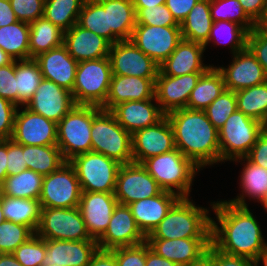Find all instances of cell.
Segmentation results:
<instances>
[{
  "label": "cell",
  "instance_id": "4",
  "mask_svg": "<svg viewBox=\"0 0 267 266\" xmlns=\"http://www.w3.org/2000/svg\"><path fill=\"white\" fill-rule=\"evenodd\" d=\"M141 165L163 191L175 193L180 198H189L194 177L200 171L177 148L149 157Z\"/></svg>",
  "mask_w": 267,
  "mask_h": 266
},
{
  "label": "cell",
  "instance_id": "9",
  "mask_svg": "<svg viewBox=\"0 0 267 266\" xmlns=\"http://www.w3.org/2000/svg\"><path fill=\"white\" fill-rule=\"evenodd\" d=\"M69 163L75 168L81 190L114 193L121 164L97 152L75 156Z\"/></svg>",
  "mask_w": 267,
  "mask_h": 266
},
{
  "label": "cell",
  "instance_id": "13",
  "mask_svg": "<svg viewBox=\"0 0 267 266\" xmlns=\"http://www.w3.org/2000/svg\"><path fill=\"white\" fill-rule=\"evenodd\" d=\"M108 58L113 75L157 78L159 65L131 40L111 44Z\"/></svg>",
  "mask_w": 267,
  "mask_h": 266
},
{
  "label": "cell",
  "instance_id": "5",
  "mask_svg": "<svg viewBox=\"0 0 267 266\" xmlns=\"http://www.w3.org/2000/svg\"><path fill=\"white\" fill-rule=\"evenodd\" d=\"M101 109L93 105H75L57 123V146L66 162L91 151L92 121Z\"/></svg>",
  "mask_w": 267,
  "mask_h": 266
},
{
  "label": "cell",
  "instance_id": "27",
  "mask_svg": "<svg viewBox=\"0 0 267 266\" xmlns=\"http://www.w3.org/2000/svg\"><path fill=\"white\" fill-rule=\"evenodd\" d=\"M150 249L180 266H187L207 251L211 238L146 239Z\"/></svg>",
  "mask_w": 267,
  "mask_h": 266
},
{
  "label": "cell",
  "instance_id": "11",
  "mask_svg": "<svg viewBox=\"0 0 267 266\" xmlns=\"http://www.w3.org/2000/svg\"><path fill=\"white\" fill-rule=\"evenodd\" d=\"M81 193L75 168L65 162L58 170L44 176L39 201L41 207L75 208L79 206Z\"/></svg>",
  "mask_w": 267,
  "mask_h": 266
},
{
  "label": "cell",
  "instance_id": "6",
  "mask_svg": "<svg viewBox=\"0 0 267 266\" xmlns=\"http://www.w3.org/2000/svg\"><path fill=\"white\" fill-rule=\"evenodd\" d=\"M91 151L101 153L121 165L133 162L132 134L126 131L107 110L101 109L91 128Z\"/></svg>",
  "mask_w": 267,
  "mask_h": 266
},
{
  "label": "cell",
  "instance_id": "71",
  "mask_svg": "<svg viewBox=\"0 0 267 266\" xmlns=\"http://www.w3.org/2000/svg\"><path fill=\"white\" fill-rule=\"evenodd\" d=\"M44 266H59V265H54V264H51V265H44Z\"/></svg>",
  "mask_w": 267,
  "mask_h": 266
},
{
  "label": "cell",
  "instance_id": "43",
  "mask_svg": "<svg viewBox=\"0 0 267 266\" xmlns=\"http://www.w3.org/2000/svg\"><path fill=\"white\" fill-rule=\"evenodd\" d=\"M77 24L111 43V29H108L107 11L97 0H85Z\"/></svg>",
  "mask_w": 267,
  "mask_h": 266
},
{
  "label": "cell",
  "instance_id": "53",
  "mask_svg": "<svg viewBox=\"0 0 267 266\" xmlns=\"http://www.w3.org/2000/svg\"><path fill=\"white\" fill-rule=\"evenodd\" d=\"M17 109L13 102L0 97V140L11 139Z\"/></svg>",
  "mask_w": 267,
  "mask_h": 266
},
{
  "label": "cell",
  "instance_id": "57",
  "mask_svg": "<svg viewBox=\"0 0 267 266\" xmlns=\"http://www.w3.org/2000/svg\"><path fill=\"white\" fill-rule=\"evenodd\" d=\"M198 1L199 0H166L165 5L175 20L181 24Z\"/></svg>",
  "mask_w": 267,
  "mask_h": 266
},
{
  "label": "cell",
  "instance_id": "30",
  "mask_svg": "<svg viewBox=\"0 0 267 266\" xmlns=\"http://www.w3.org/2000/svg\"><path fill=\"white\" fill-rule=\"evenodd\" d=\"M107 11L111 44L130 40L136 26V12L132 0H97Z\"/></svg>",
  "mask_w": 267,
  "mask_h": 266
},
{
  "label": "cell",
  "instance_id": "26",
  "mask_svg": "<svg viewBox=\"0 0 267 266\" xmlns=\"http://www.w3.org/2000/svg\"><path fill=\"white\" fill-rule=\"evenodd\" d=\"M156 78L112 75L109 92L103 110L127 101H143L155 97Z\"/></svg>",
  "mask_w": 267,
  "mask_h": 266
},
{
  "label": "cell",
  "instance_id": "14",
  "mask_svg": "<svg viewBox=\"0 0 267 266\" xmlns=\"http://www.w3.org/2000/svg\"><path fill=\"white\" fill-rule=\"evenodd\" d=\"M162 189L147 170L138 163L121 165L114 195L118 204L128 205L134 201L158 195Z\"/></svg>",
  "mask_w": 267,
  "mask_h": 266
},
{
  "label": "cell",
  "instance_id": "70",
  "mask_svg": "<svg viewBox=\"0 0 267 266\" xmlns=\"http://www.w3.org/2000/svg\"><path fill=\"white\" fill-rule=\"evenodd\" d=\"M261 204L263 205L264 209L267 212V195H266L265 199L263 200V202Z\"/></svg>",
  "mask_w": 267,
  "mask_h": 266
},
{
  "label": "cell",
  "instance_id": "31",
  "mask_svg": "<svg viewBox=\"0 0 267 266\" xmlns=\"http://www.w3.org/2000/svg\"><path fill=\"white\" fill-rule=\"evenodd\" d=\"M232 161L237 163L244 161L242 162L244 168L241 171L239 183L242 194L228 200V202L237 206L248 207L245 199L248 197L250 200L254 199L262 203L267 195V169L252 163L246 157H239Z\"/></svg>",
  "mask_w": 267,
  "mask_h": 266
},
{
  "label": "cell",
  "instance_id": "65",
  "mask_svg": "<svg viewBox=\"0 0 267 266\" xmlns=\"http://www.w3.org/2000/svg\"><path fill=\"white\" fill-rule=\"evenodd\" d=\"M0 266H22L13 254H0Z\"/></svg>",
  "mask_w": 267,
  "mask_h": 266
},
{
  "label": "cell",
  "instance_id": "46",
  "mask_svg": "<svg viewBox=\"0 0 267 266\" xmlns=\"http://www.w3.org/2000/svg\"><path fill=\"white\" fill-rule=\"evenodd\" d=\"M236 110V94L234 91L226 89L204 109L206 116L217 130L225 124L228 117Z\"/></svg>",
  "mask_w": 267,
  "mask_h": 266
},
{
  "label": "cell",
  "instance_id": "7",
  "mask_svg": "<svg viewBox=\"0 0 267 266\" xmlns=\"http://www.w3.org/2000/svg\"><path fill=\"white\" fill-rule=\"evenodd\" d=\"M112 75L108 57L78 62L71 91L75 104L102 107L108 96Z\"/></svg>",
  "mask_w": 267,
  "mask_h": 266
},
{
  "label": "cell",
  "instance_id": "50",
  "mask_svg": "<svg viewBox=\"0 0 267 266\" xmlns=\"http://www.w3.org/2000/svg\"><path fill=\"white\" fill-rule=\"evenodd\" d=\"M110 251L115 256L118 266H145L146 264V242L131 247H119Z\"/></svg>",
  "mask_w": 267,
  "mask_h": 266
},
{
  "label": "cell",
  "instance_id": "32",
  "mask_svg": "<svg viewBox=\"0 0 267 266\" xmlns=\"http://www.w3.org/2000/svg\"><path fill=\"white\" fill-rule=\"evenodd\" d=\"M225 90L224 78L220 70L209 67L198 79L187 103L188 109L204 110Z\"/></svg>",
  "mask_w": 267,
  "mask_h": 266
},
{
  "label": "cell",
  "instance_id": "37",
  "mask_svg": "<svg viewBox=\"0 0 267 266\" xmlns=\"http://www.w3.org/2000/svg\"><path fill=\"white\" fill-rule=\"evenodd\" d=\"M44 176L26 169L19 174L9 175L0 187V194L8 197L39 199Z\"/></svg>",
  "mask_w": 267,
  "mask_h": 266
},
{
  "label": "cell",
  "instance_id": "58",
  "mask_svg": "<svg viewBox=\"0 0 267 266\" xmlns=\"http://www.w3.org/2000/svg\"><path fill=\"white\" fill-rule=\"evenodd\" d=\"M247 16L256 23L262 16L267 0H238Z\"/></svg>",
  "mask_w": 267,
  "mask_h": 266
},
{
  "label": "cell",
  "instance_id": "63",
  "mask_svg": "<svg viewBox=\"0 0 267 266\" xmlns=\"http://www.w3.org/2000/svg\"><path fill=\"white\" fill-rule=\"evenodd\" d=\"M187 266H214L213 265V244L211 243L207 251L202 254L197 260L191 262Z\"/></svg>",
  "mask_w": 267,
  "mask_h": 266
},
{
  "label": "cell",
  "instance_id": "35",
  "mask_svg": "<svg viewBox=\"0 0 267 266\" xmlns=\"http://www.w3.org/2000/svg\"><path fill=\"white\" fill-rule=\"evenodd\" d=\"M29 51L30 58L59 47L63 44L64 32L44 17L29 23Z\"/></svg>",
  "mask_w": 267,
  "mask_h": 266
},
{
  "label": "cell",
  "instance_id": "68",
  "mask_svg": "<svg viewBox=\"0 0 267 266\" xmlns=\"http://www.w3.org/2000/svg\"><path fill=\"white\" fill-rule=\"evenodd\" d=\"M260 261H262L264 266H267V251L257 260V265L259 266Z\"/></svg>",
  "mask_w": 267,
  "mask_h": 266
},
{
  "label": "cell",
  "instance_id": "20",
  "mask_svg": "<svg viewBox=\"0 0 267 266\" xmlns=\"http://www.w3.org/2000/svg\"><path fill=\"white\" fill-rule=\"evenodd\" d=\"M201 74L167 76L158 71L155 80V98L165 115L171 111L187 107L191 92Z\"/></svg>",
  "mask_w": 267,
  "mask_h": 266
},
{
  "label": "cell",
  "instance_id": "42",
  "mask_svg": "<svg viewBox=\"0 0 267 266\" xmlns=\"http://www.w3.org/2000/svg\"><path fill=\"white\" fill-rule=\"evenodd\" d=\"M248 31L232 21H215L212 24L210 36L207 42L204 44L205 50L207 45L212 41L216 44L229 45L231 54H235L246 48ZM221 38V37H224ZM222 39V40H221ZM224 39V40H223Z\"/></svg>",
  "mask_w": 267,
  "mask_h": 266
},
{
  "label": "cell",
  "instance_id": "17",
  "mask_svg": "<svg viewBox=\"0 0 267 266\" xmlns=\"http://www.w3.org/2000/svg\"><path fill=\"white\" fill-rule=\"evenodd\" d=\"M146 242V236L138 228L128 205L117 204L107 230L97 241L101 250L131 247Z\"/></svg>",
  "mask_w": 267,
  "mask_h": 266
},
{
  "label": "cell",
  "instance_id": "21",
  "mask_svg": "<svg viewBox=\"0 0 267 266\" xmlns=\"http://www.w3.org/2000/svg\"><path fill=\"white\" fill-rule=\"evenodd\" d=\"M232 57L227 68L217 67L223 75L226 90L237 92L267 81L263 67L247 47Z\"/></svg>",
  "mask_w": 267,
  "mask_h": 266
},
{
  "label": "cell",
  "instance_id": "12",
  "mask_svg": "<svg viewBox=\"0 0 267 266\" xmlns=\"http://www.w3.org/2000/svg\"><path fill=\"white\" fill-rule=\"evenodd\" d=\"M180 26L136 25L130 40L158 65L162 64L182 41Z\"/></svg>",
  "mask_w": 267,
  "mask_h": 266
},
{
  "label": "cell",
  "instance_id": "60",
  "mask_svg": "<svg viewBox=\"0 0 267 266\" xmlns=\"http://www.w3.org/2000/svg\"><path fill=\"white\" fill-rule=\"evenodd\" d=\"M9 0H0V27L17 22Z\"/></svg>",
  "mask_w": 267,
  "mask_h": 266
},
{
  "label": "cell",
  "instance_id": "38",
  "mask_svg": "<svg viewBox=\"0 0 267 266\" xmlns=\"http://www.w3.org/2000/svg\"><path fill=\"white\" fill-rule=\"evenodd\" d=\"M17 85V107H25L33 97L43 79L42 72L34 58L15 60Z\"/></svg>",
  "mask_w": 267,
  "mask_h": 266
},
{
  "label": "cell",
  "instance_id": "23",
  "mask_svg": "<svg viewBox=\"0 0 267 266\" xmlns=\"http://www.w3.org/2000/svg\"><path fill=\"white\" fill-rule=\"evenodd\" d=\"M63 45L77 62L108 57L111 43L77 23L63 34Z\"/></svg>",
  "mask_w": 267,
  "mask_h": 266
},
{
  "label": "cell",
  "instance_id": "1",
  "mask_svg": "<svg viewBox=\"0 0 267 266\" xmlns=\"http://www.w3.org/2000/svg\"><path fill=\"white\" fill-rule=\"evenodd\" d=\"M210 206L218 222L212 218L211 243L226 254L257 262L267 251V242L251 210L227 200L211 202Z\"/></svg>",
  "mask_w": 267,
  "mask_h": 266
},
{
  "label": "cell",
  "instance_id": "69",
  "mask_svg": "<svg viewBox=\"0 0 267 266\" xmlns=\"http://www.w3.org/2000/svg\"><path fill=\"white\" fill-rule=\"evenodd\" d=\"M5 218L2 210V195L0 194V225L4 222Z\"/></svg>",
  "mask_w": 267,
  "mask_h": 266
},
{
  "label": "cell",
  "instance_id": "36",
  "mask_svg": "<svg viewBox=\"0 0 267 266\" xmlns=\"http://www.w3.org/2000/svg\"><path fill=\"white\" fill-rule=\"evenodd\" d=\"M30 26L29 23L17 21L0 27V48L13 60L30 59L29 51Z\"/></svg>",
  "mask_w": 267,
  "mask_h": 266
},
{
  "label": "cell",
  "instance_id": "44",
  "mask_svg": "<svg viewBox=\"0 0 267 266\" xmlns=\"http://www.w3.org/2000/svg\"><path fill=\"white\" fill-rule=\"evenodd\" d=\"M210 11L213 22L232 21L248 32L255 29V23L244 12L238 0H210Z\"/></svg>",
  "mask_w": 267,
  "mask_h": 266
},
{
  "label": "cell",
  "instance_id": "61",
  "mask_svg": "<svg viewBox=\"0 0 267 266\" xmlns=\"http://www.w3.org/2000/svg\"><path fill=\"white\" fill-rule=\"evenodd\" d=\"M145 266H180L168 259H165L153 250L150 249L149 245L146 243V264Z\"/></svg>",
  "mask_w": 267,
  "mask_h": 266
},
{
  "label": "cell",
  "instance_id": "15",
  "mask_svg": "<svg viewBox=\"0 0 267 266\" xmlns=\"http://www.w3.org/2000/svg\"><path fill=\"white\" fill-rule=\"evenodd\" d=\"M18 107L11 139L21 145H57V123L25 108Z\"/></svg>",
  "mask_w": 267,
  "mask_h": 266
},
{
  "label": "cell",
  "instance_id": "2",
  "mask_svg": "<svg viewBox=\"0 0 267 266\" xmlns=\"http://www.w3.org/2000/svg\"><path fill=\"white\" fill-rule=\"evenodd\" d=\"M166 116L174 132L175 147L197 168L221 163L218 130L204 110L183 108Z\"/></svg>",
  "mask_w": 267,
  "mask_h": 266
},
{
  "label": "cell",
  "instance_id": "64",
  "mask_svg": "<svg viewBox=\"0 0 267 266\" xmlns=\"http://www.w3.org/2000/svg\"><path fill=\"white\" fill-rule=\"evenodd\" d=\"M134 8L155 7L165 4L166 0H132Z\"/></svg>",
  "mask_w": 267,
  "mask_h": 266
},
{
  "label": "cell",
  "instance_id": "8",
  "mask_svg": "<svg viewBox=\"0 0 267 266\" xmlns=\"http://www.w3.org/2000/svg\"><path fill=\"white\" fill-rule=\"evenodd\" d=\"M266 126L242 111L233 112L218 130L221 162L245 157Z\"/></svg>",
  "mask_w": 267,
  "mask_h": 266
},
{
  "label": "cell",
  "instance_id": "48",
  "mask_svg": "<svg viewBox=\"0 0 267 266\" xmlns=\"http://www.w3.org/2000/svg\"><path fill=\"white\" fill-rule=\"evenodd\" d=\"M136 25L180 26L165 4L155 7L135 8Z\"/></svg>",
  "mask_w": 267,
  "mask_h": 266
},
{
  "label": "cell",
  "instance_id": "3",
  "mask_svg": "<svg viewBox=\"0 0 267 266\" xmlns=\"http://www.w3.org/2000/svg\"><path fill=\"white\" fill-rule=\"evenodd\" d=\"M195 205L189 198H180L146 239L211 238L209 210Z\"/></svg>",
  "mask_w": 267,
  "mask_h": 266
},
{
  "label": "cell",
  "instance_id": "41",
  "mask_svg": "<svg viewBox=\"0 0 267 266\" xmlns=\"http://www.w3.org/2000/svg\"><path fill=\"white\" fill-rule=\"evenodd\" d=\"M85 0H45L43 17L63 32L77 23Z\"/></svg>",
  "mask_w": 267,
  "mask_h": 266
},
{
  "label": "cell",
  "instance_id": "16",
  "mask_svg": "<svg viewBox=\"0 0 267 266\" xmlns=\"http://www.w3.org/2000/svg\"><path fill=\"white\" fill-rule=\"evenodd\" d=\"M175 148L174 132L166 115L155 125L139 129L132 134L133 163L141 164L149 157Z\"/></svg>",
  "mask_w": 267,
  "mask_h": 266
},
{
  "label": "cell",
  "instance_id": "51",
  "mask_svg": "<svg viewBox=\"0 0 267 266\" xmlns=\"http://www.w3.org/2000/svg\"><path fill=\"white\" fill-rule=\"evenodd\" d=\"M0 97L8 99L17 106L15 60L6 66L0 67Z\"/></svg>",
  "mask_w": 267,
  "mask_h": 266
},
{
  "label": "cell",
  "instance_id": "55",
  "mask_svg": "<svg viewBox=\"0 0 267 266\" xmlns=\"http://www.w3.org/2000/svg\"><path fill=\"white\" fill-rule=\"evenodd\" d=\"M245 157L252 163L267 169V128L258 136L256 143Z\"/></svg>",
  "mask_w": 267,
  "mask_h": 266
},
{
  "label": "cell",
  "instance_id": "34",
  "mask_svg": "<svg viewBox=\"0 0 267 266\" xmlns=\"http://www.w3.org/2000/svg\"><path fill=\"white\" fill-rule=\"evenodd\" d=\"M39 199L15 198L2 195L5 220L26 225L36 232L41 216Z\"/></svg>",
  "mask_w": 267,
  "mask_h": 266
},
{
  "label": "cell",
  "instance_id": "33",
  "mask_svg": "<svg viewBox=\"0 0 267 266\" xmlns=\"http://www.w3.org/2000/svg\"><path fill=\"white\" fill-rule=\"evenodd\" d=\"M212 24L210 0H199L180 24L182 38L204 45L210 36Z\"/></svg>",
  "mask_w": 267,
  "mask_h": 266
},
{
  "label": "cell",
  "instance_id": "40",
  "mask_svg": "<svg viewBox=\"0 0 267 266\" xmlns=\"http://www.w3.org/2000/svg\"><path fill=\"white\" fill-rule=\"evenodd\" d=\"M237 110L267 126V81L237 92Z\"/></svg>",
  "mask_w": 267,
  "mask_h": 266
},
{
  "label": "cell",
  "instance_id": "10",
  "mask_svg": "<svg viewBox=\"0 0 267 266\" xmlns=\"http://www.w3.org/2000/svg\"><path fill=\"white\" fill-rule=\"evenodd\" d=\"M35 234L49 240H94L90 237L78 207H42Z\"/></svg>",
  "mask_w": 267,
  "mask_h": 266
},
{
  "label": "cell",
  "instance_id": "25",
  "mask_svg": "<svg viewBox=\"0 0 267 266\" xmlns=\"http://www.w3.org/2000/svg\"><path fill=\"white\" fill-rule=\"evenodd\" d=\"M34 59L44 79L51 80L69 91L73 90L78 62L70 56L63 44L41 53Z\"/></svg>",
  "mask_w": 267,
  "mask_h": 266
},
{
  "label": "cell",
  "instance_id": "67",
  "mask_svg": "<svg viewBox=\"0 0 267 266\" xmlns=\"http://www.w3.org/2000/svg\"><path fill=\"white\" fill-rule=\"evenodd\" d=\"M12 61L13 59L0 48V67L8 65Z\"/></svg>",
  "mask_w": 267,
  "mask_h": 266
},
{
  "label": "cell",
  "instance_id": "29",
  "mask_svg": "<svg viewBox=\"0 0 267 266\" xmlns=\"http://www.w3.org/2000/svg\"><path fill=\"white\" fill-rule=\"evenodd\" d=\"M179 199L175 193L162 190L158 195L134 201L128 207L138 228L147 236Z\"/></svg>",
  "mask_w": 267,
  "mask_h": 266
},
{
  "label": "cell",
  "instance_id": "59",
  "mask_svg": "<svg viewBox=\"0 0 267 266\" xmlns=\"http://www.w3.org/2000/svg\"><path fill=\"white\" fill-rule=\"evenodd\" d=\"M88 266H118L115 256L110 250L98 249Z\"/></svg>",
  "mask_w": 267,
  "mask_h": 266
},
{
  "label": "cell",
  "instance_id": "56",
  "mask_svg": "<svg viewBox=\"0 0 267 266\" xmlns=\"http://www.w3.org/2000/svg\"><path fill=\"white\" fill-rule=\"evenodd\" d=\"M213 265L214 266H258L257 262L235 255L226 254L213 245Z\"/></svg>",
  "mask_w": 267,
  "mask_h": 266
},
{
  "label": "cell",
  "instance_id": "66",
  "mask_svg": "<svg viewBox=\"0 0 267 266\" xmlns=\"http://www.w3.org/2000/svg\"><path fill=\"white\" fill-rule=\"evenodd\" d=\"M255 29L267 35V5L263 11L261 18L255 23Z\"/></svg>",
  "mask_w": 267,
  "mask_h": 266
},
{
  "label": "cell",
  "instance_id": "62",
  "mask_svg": "<svg viewBox=\"0 0 267 266\" xmlns=\"http://www.w3.org/2000/svg\"><path fill=\"white\" fill-rule=\"evenodd\" d=\"M7 176V140H0V187Z\"/></svg>",
  "mask_w": 267,
  "mask_h": 266
},
{
  "label": "cell",
  "instance_id": "22",
  "mask_svg": "<svg viewBox=\"0 0 267 266\" xmlns=\"http://www.w3.org/2000/svg\"><path fill=\"white\" fill-rule=\"evenodd\" d=\"M98 249L96 240L46 239L45 265L88 266Z\"/></svg>",
  "mask_w": 267,
  "mask_h": 266
},
{
  "label": "cell",
  "instance_id": "19",
  "mask_svg": "<svg viewBox=\"0 0 267 266\" xmlns=\"http://www.w3.org/2000/svg\"><path fill=\"white\" fill-rule=\"evenodd\" d=\"M117 204L114 193L82 191L78 208L92 239L102 237Z\"/></svg>",
  "mask_w": 267,
  "mask_h": 266
},
{
  "label": "cell",
  "instance_id": "47",
  "mask_svg": "<svg viewBox=\"0 0 267 266\" xmlns=\"http://www.w3.org/2000/svg\"><path fill=\"white\" fill-rule=\"evenodd\" d=\"M46 253V239L34 234L12 254L22 266H44Z\"/></svg>",
  "mask_w": 267,
  "mask_h": 266
},
{
  "label": "cell",
  "instance_id": "18",
  "mask_svg": "<svg viewBox=\"0 0 267 266\" xmlns=\"http://www.w3.org/2000/svg\"><path fill=\"white\" fill-rule=\"evenodd\" d=\"M75 105L71 91L43 78L26 107L58 123Z\"/></svg>",
  "mask_w": 267,
  "mask_h": 266
},
{
  "label": "cell",
  "instance_id": "39",
  "mask_svg": "<svg viewBox=\"0 0 267 266\" xmlns=\"http://www.w3.org/2000/svg\"><path fill=\"white\" fill-rule=\"evenodd\" d=\"M25 162L27 169L46 176L58 170L66 161L57 145H25Z\"/></svg>",
  "mask_w": 267,
  "mask_h": 266
},
{
  "label": "cell",
  "instance_id": "52",
  "mask_svg": "<svg viewBox=\"0 0 267 266\" xmlns=\"http://www.w3.org/2000/svg\"><path fill=\"white\" fill-rule=\"evenodd\" d=\"M26 169L25 145L7 139V175H16Z\"/></svg>",
  "mask_w": 267,
  "mask_h": 266
},
{
  "label": "cell",
  "instance_id": "54",
  "mask_svg": "<svg viewBox=\"0 0 267 266\" xmlns=\"http://www.w3.org/2000/svg\"><path fill=\"white\" fill-rule=\"evenodd\" d=\"M246 47L255 56L267 75V35L253 29L247 35Z\"/></svg>",
  "mask_w": 267,
  "mask_h": 266
},
{
  "label": "cell",
  "instance_id": "24",
  "mask_svg": "<svg viewBox=\"0 0 267 266\" xmlns=\"http://www.w3.org/2000/svg\"><path fill=\"white\" fill-rule=\"evenodd\" d=\"M110 112L118 123L131 134L139 129L155 125L165 116L155 97L143 101L123 102L114 106Z\"/></svg>",
  "mask_w": 267,
  "mask_h": 266
},
{
  "label": "cell",
  "instance_id": "49",
  "mask_svg": "<svg viewBox=\"0 0 267 266\" xmlns=\"http://www.w3.org/2000/svg\"><path fill=\"white\" fill-rule=\"evenodd\" d=\"M18 21L31 23L43 17L45 0H9Z\"/></svg>",
  "mask_w": 267,
  "mask_h": 266
},
{
  "label": "cell",
  "instance_id": "45",
  "mask_svg": "<svg viewBox=\"0 0 267 266\" xmlns=\"http://www.w3.org/2000/svg\"><path fill=\"white\" fill-rule=\"evenodd\" d=\"M34 234L35 232L26 225L4 220L0 225V254H12Z\"/></svg>",
  "mask_w": 267,
  "mask_h": 266
},
{
  "label": "cell",
  "instance_id": "28",
  "mask_svg": "<svg viewBox=\"0 0 267 266\" xmlns=\"http://www.w3.org/2000/svg\"><path fill=\"white\" fill-rule=\"evenodd\" d=\"M205 46L182 39L169 57L159 65V71L167 76L204 73L211 65L203 63Z\"/></svg>",
  "mask_w": 267,
  "mask_h": 266
}]
</instances>
